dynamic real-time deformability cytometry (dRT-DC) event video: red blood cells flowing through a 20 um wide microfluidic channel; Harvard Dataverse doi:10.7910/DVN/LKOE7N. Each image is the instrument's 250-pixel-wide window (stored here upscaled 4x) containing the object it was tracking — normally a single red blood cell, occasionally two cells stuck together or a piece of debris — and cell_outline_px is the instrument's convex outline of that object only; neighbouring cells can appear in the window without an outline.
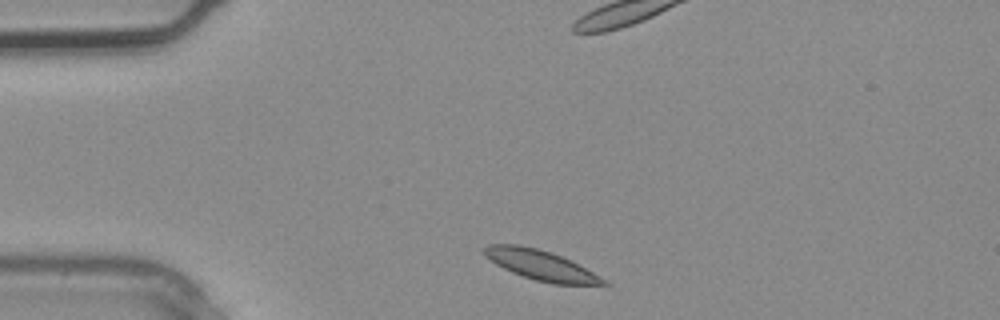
{"species": "common noctule bat (a hibernating species)", "species_latin": "Nyctalus noctula", "temperature_condition": "warm", "stored_images_in_passage": 2, "camera_frame_rate_fps": 3000, "um_per_image_px": 0.085, "animal": {"sex": "male", "body_mass_g": 20.4}, "frame": {"image": 1, "passage_image": 1, "time_ms": 0.0, "image_size_px": [1000, 320], "cell_outline_px": [[612, 284], [608, 288], [552, 284], [536, 280], [512, 272], [496, 264], [484, 256], [480, 248], [488, 244], [520, 244], [552, 252], [592, 272]], "centroid_in_image_um": [46.04, 22.58], "position_along_channel_um": 39.0, "area_um2": 21.39}}